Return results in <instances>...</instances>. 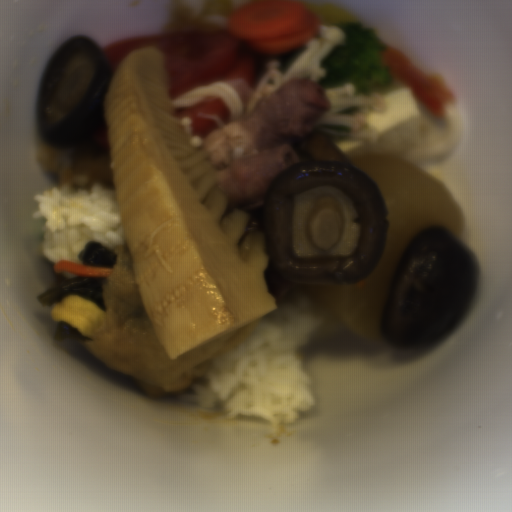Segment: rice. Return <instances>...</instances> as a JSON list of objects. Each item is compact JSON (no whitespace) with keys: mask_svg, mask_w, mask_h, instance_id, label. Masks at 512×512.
<instances>
[{"mask_svg":"<svg viewBox=\"0 0 512 512\" xmlns=\"http://www.w3.org/2000/svg\"><path fill=\"white\" fill-rule=\"evenodd\" d=\"M321 320L299 305L276 302L251 333L177 394L231 418H254L273 427L301 421L314 402L302 353Z\"/></svg>","mask_w":512,"mask_h":512,"instance_id":"rice-1","label":"rice"},{"mask_svg":"<svg viewBox=\"0 0 512 512\" xmlns=\"http://www.w3.org/2000/svg\"><path fill=\"white\" fill-rule=\"evenodd\" d=\"M36 218L46 219L40 246L45 257L56 264L67 260L83 264L78 254L89 241L116 253L128 246L114 189L99 184L81 189L59 181L34 196ZM85 265V264H83Z\"/></svg>","mask_w":512,"mask_h":512,"instance_id":"rice-2","label":"rice"}]
</instances>
